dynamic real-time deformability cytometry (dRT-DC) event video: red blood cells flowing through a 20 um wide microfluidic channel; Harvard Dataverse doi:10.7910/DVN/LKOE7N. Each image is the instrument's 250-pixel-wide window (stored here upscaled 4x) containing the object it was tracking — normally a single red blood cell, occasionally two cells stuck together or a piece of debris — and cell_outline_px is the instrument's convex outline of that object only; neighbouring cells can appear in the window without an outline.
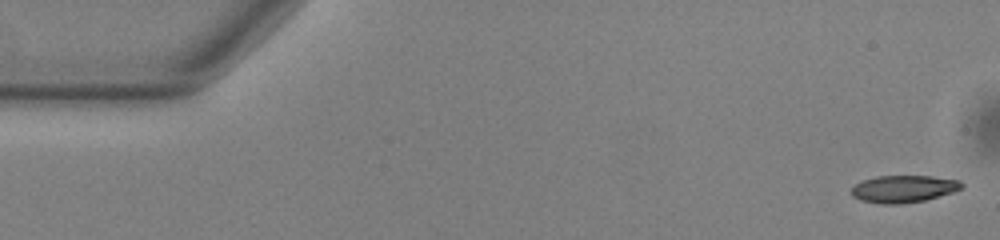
{"species": "common noctule bat (a hibernating species)", "species_latin": "Nyctalus noctula", "temperature_condition": "warm", "stored_images_in_passage": 16, "camera_frame_rate_fps": 3000, "um_per_image_px": 0.085, "animal": {"sex": "male", "body_mass_g": 13.0, "forearm_length_mm": 53.1}, "frame": {"image": 1, "passage_image": 1, "time_ms": 0.0, "image_size_px": [1000, 240], "cell_outline_px": [[964, 188], [952, 192], [924, 200], [900, 204], [880, 204], [860, 200], [852, 196], [852, 188], [860, 180], [876, 176], [932, 176], [960, 180], [964, 184]], "centroid_in_image_um": [76.8, 16.05], "position_along_channel_um": 8.2, "area_um2": 17.57}}
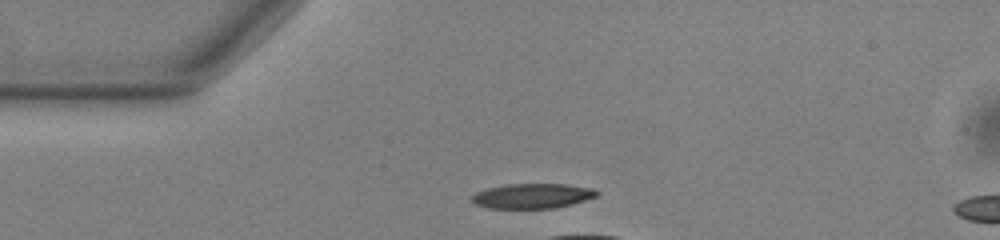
{"frame": {"image": 2, "passage_image": 12, "time_ms": 3.667, "image_size_px": [1000, 240], "cell_outline_px": [[600, 192], [596, 196], [572, 204], [556, 208], [488, 208], [476, 204], [472, 200], [472, 196], [476, 192], [488, 188], [508, 184], [564, 184], [592, 188]], "centroid_in_image_um": [45.26, 16.65], "position_along_channel_um": 39.7, "area_um2": 17.98}}